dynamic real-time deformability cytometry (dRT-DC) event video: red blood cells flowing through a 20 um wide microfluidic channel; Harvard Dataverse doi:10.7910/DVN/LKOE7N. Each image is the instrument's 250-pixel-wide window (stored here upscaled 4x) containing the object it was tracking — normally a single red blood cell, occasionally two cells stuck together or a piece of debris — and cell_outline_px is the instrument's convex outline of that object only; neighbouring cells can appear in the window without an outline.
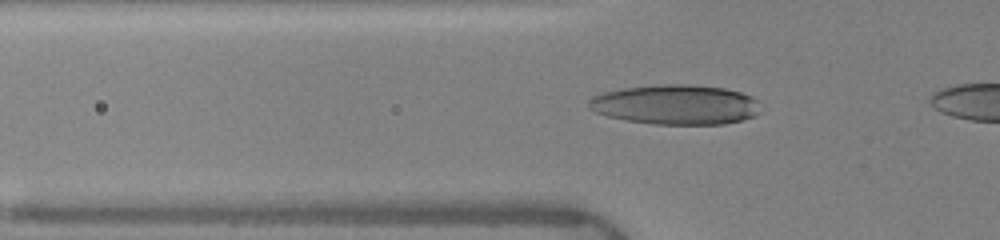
{"species": "human", "species_latin": "Homo sapiens", "temperature_condition": "warm", "stored_images_in_passage": 15, "camera_frame_rate_fps": 3000, "um_per_image_px": 0.085, "donor": {"sex": "female"}, "frame": {"image": 1, "passage_image": 13, "time_ms": 4.0, "image_size_px": [1000, 240], "cell_outline_px": [[760, 112], [756, 116], [724, 124], [656, 124], [624, 120], [608, 116], [596, 112], [588, 108], [588, 100], [592, 96], [604, 92], [624, 88], [664, 84], [688, 84], [724, 88], [740, 92], [752, 96], [760, 100]], "centroid_in_image_um": [57.47, 8.89], "position_along_channel_um": 68.3, "area_um2": 40.06}}